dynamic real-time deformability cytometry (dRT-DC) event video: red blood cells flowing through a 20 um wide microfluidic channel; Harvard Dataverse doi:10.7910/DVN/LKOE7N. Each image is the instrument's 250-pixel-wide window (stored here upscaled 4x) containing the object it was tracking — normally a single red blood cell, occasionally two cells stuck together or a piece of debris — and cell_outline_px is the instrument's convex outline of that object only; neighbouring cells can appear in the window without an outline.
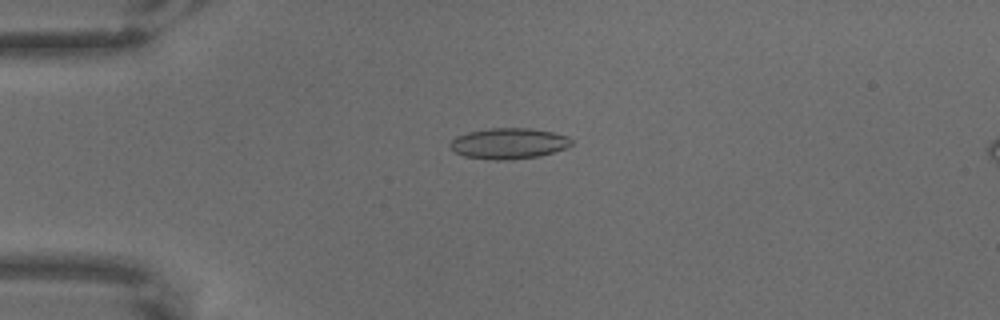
{"species": "common noctule bat (a hibernating species)", "species_latin": "Nyctalus noctula", "temperature_condition": "warm", "stored_images_in_passage": 65, "camera_frame_rate_fps": 3000, "um_per_image_px": 0.085, "animal": {"sex": "male", "body_mass_g": 18.8}, "frame": {"image": 1, "passage_image": 17, "time_ms": 5.333, "image_size_px": [1000, 320], "cell_outline_px": [[572, 144], [564, 148], [540, 156], [512, 160], [488, 160], [464, 156], [456, 152], [448, 144], [456, 136], [468, 132], [488, 128], [532, 128], [552, 132], [568, 136], [572, 140]], "centroid_in_image_um": [43.23, 12.19], "position_along_channel_um": 41.8, "area_um2": 21.91}}
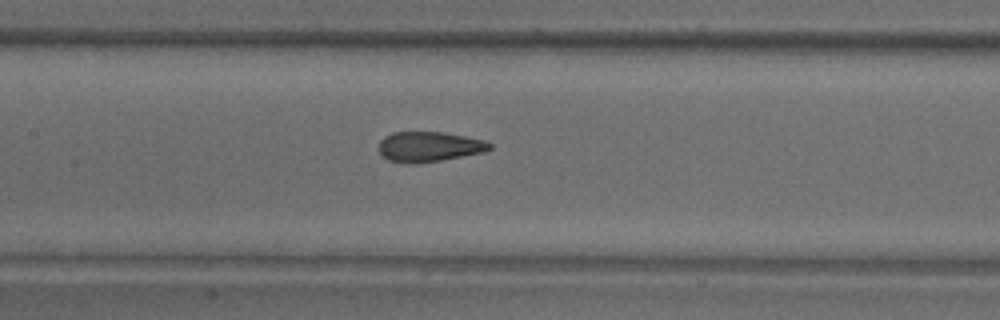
{"frame": {"image": 2, "passage_image": 32, "time_ms": 10.333, "image_size_px": [1000, 320], "cell_outline_px": [[492, 148], [484, 152], [440, 160], [416, 164], [408, 164], [388, 160], [380, 152], [380, 140], [384, 136], [392, 132], [444, 132], [484, 140], [492, 144]], "centroid_in_image_um": [36.47, 12.47], "position_along_channel_um": 170.9, "area_um2": 19.42}}
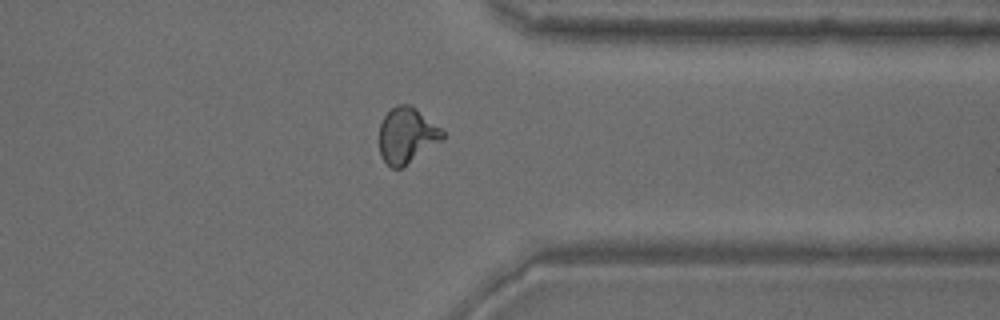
{"frame": {"image": 3, "passage_image": 52, "time_ms": 17.0, "image_size_px": [1000, 320], "cell_outline_px": [[444, 140], [400, 168], [392, 168], [380, 156], [380, 124], [384, 116], [396, 104], [412, 104], [440, 128], [444, 132]], "centroid_in_image_um": [34.59, 11.49], "position_along_channel_um": 376.8, "area_um2": 20.46}}